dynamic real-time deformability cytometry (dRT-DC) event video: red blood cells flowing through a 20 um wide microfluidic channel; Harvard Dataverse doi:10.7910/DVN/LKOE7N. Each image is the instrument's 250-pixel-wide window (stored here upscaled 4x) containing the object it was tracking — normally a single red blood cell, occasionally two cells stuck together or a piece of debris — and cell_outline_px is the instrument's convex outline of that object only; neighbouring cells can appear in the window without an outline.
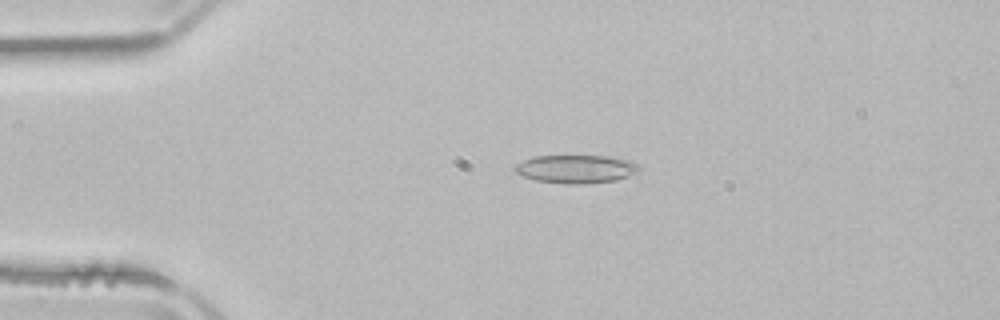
{"species": "common noctule bat (a hibernating species)", "species_latin": "Nyctalus noctula", "temperature_condition": "room temperature", "stored_images_in_passage": 51, "camera_frame_rate_fps": 3000, "um_per_image_px": 0.085, "animal": {"sex": "male", "body_mass_g": 21.5, "forearm_length_mm": 52.0}, "frame": {"image": 1, "passage_image": 11, "time_ms": 3.333, "image_size_px": [1000, 320], "cell_outline_px": [[640, 168], [628, 176], [616, 180], [584, 184], [568, 184], [536, 180], [524, 176], [516, 172], [512, 168], [516, 164], [532, 156], [608, 156], [632, 160]], "centroid_in_image_um": [48.94, 14.36], "position_along_channel_um": 36.1, "area_um2": 20.35}}
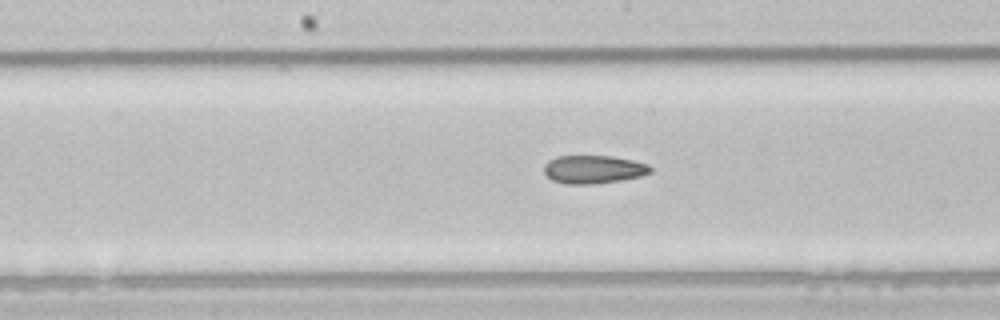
{"frame": {"image": 2, "passage_image": 26, "time_ms": 8.333, "image_size_px": [1000, 320], "cell_outline_px": [[652, 172], [640, 176], [620, 180], [592, 184], [564, 184], [552, 180], [544, 172], [544, 164], [548, 160], [556, 156], [612, 156], [632, 160], [648, 164], [652, 168]], "centroid_in_image_um": [50.43, 14.39], "position_along_channel_um": 197.8, "area_um2": 17.51}}
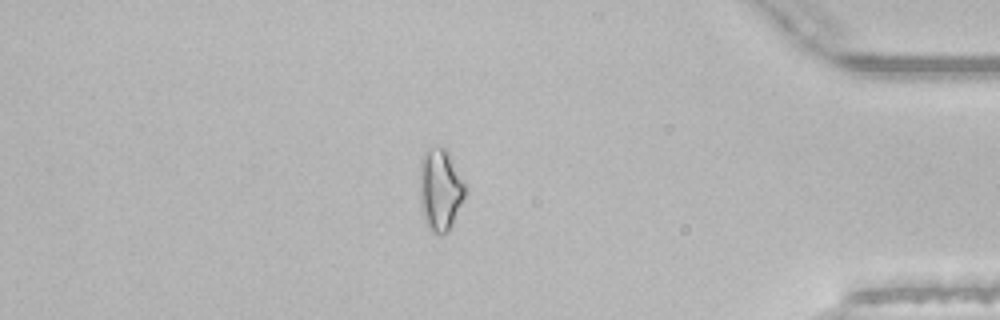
{"frame": {"image": 3, "passage_image": 44, "time_ms": 14.333, "image_size_px": [1000, 320], "cell_outline_px": [[468, 188], [448, 232], [440, 236], [432, 232], [424, 220], [420, 208], [420, 160], [424, 152], [432, 148], [444, 148], [448, 152], [468, 184]], "centroid_in_image_um": [37.43, 16.13], "position_along_channel_um": 397.8, "area_um2": 22.02}, "authors_computed_cell_mechanics": {"area_um2": 19.4208, "velocity_mm_per_s": 3.9364, "shape_relaxation_time_tau1_ms": null, "shape_relaxation_time_tau2_ms": 7.5657, "deformation_change_tau1": null, "deformation_change_tau2": 0.1654}}